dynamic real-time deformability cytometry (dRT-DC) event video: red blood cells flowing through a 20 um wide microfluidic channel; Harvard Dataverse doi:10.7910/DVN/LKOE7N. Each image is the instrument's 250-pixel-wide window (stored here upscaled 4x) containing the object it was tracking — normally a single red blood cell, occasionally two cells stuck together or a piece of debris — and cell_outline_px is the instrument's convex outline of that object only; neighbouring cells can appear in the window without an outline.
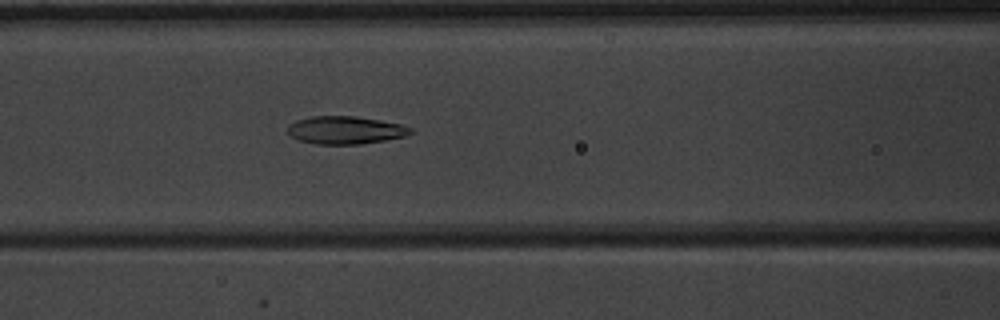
{"species": "common noctule bat (a hibernating species)", "species_latin": "Nyctalus noctula", "temperature_condition": "warm", "stored_images_in_passage": 51, "camera_frame_rate_fps": 3000, "um_per_image_px": 0.085, "animal": {"sex": "male", "body_mass_g": 20.1, "forearm_length_mm": 53.5}, "frame": {"image": 1, "passage_image": 23, "time_ms": 7.333, "image_size_px": [1000, 320], "cell_outline_px": [[416, 132], [404, 136], [384, 140], [360, 144], [316, 144], [296, 140], [288, 132], [288, 124], [296, 120], [312, 116], [356, 116], [380, 120], [400, 124], [412, 128]], "centroid_in_image_um": [29.35, 11.06], "position_along_channel_um": 137.3, "area_um2": 20.0}}
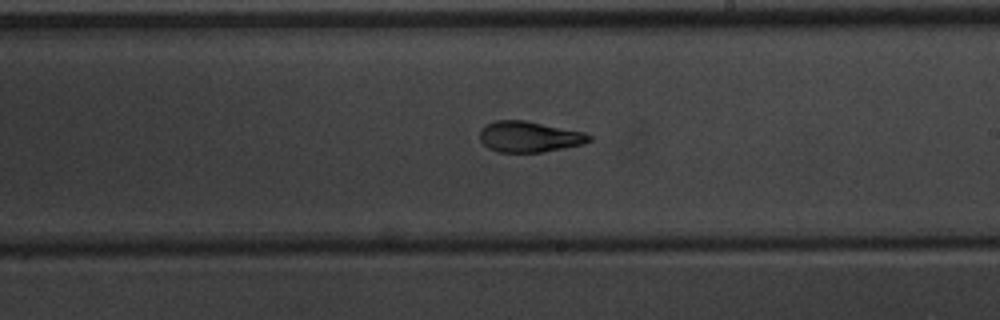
{"frame": {"image": 2, "passage_image": 31, "time_ms": 10.0, "image_size_px": [1000, 320], "cell_outline_px": [[592, 140], [584, 144], [564, 148], [540, 152], [496, 152], [488, 148], [480, 140], [480, 132], [488, 124], [496, 120], [524, 120], [584, 132], [592, 136]], "centroid_in_image_um": [45.01, 11.63], "position_along_channel_um": 244.0, "area_um2": 19.54}}
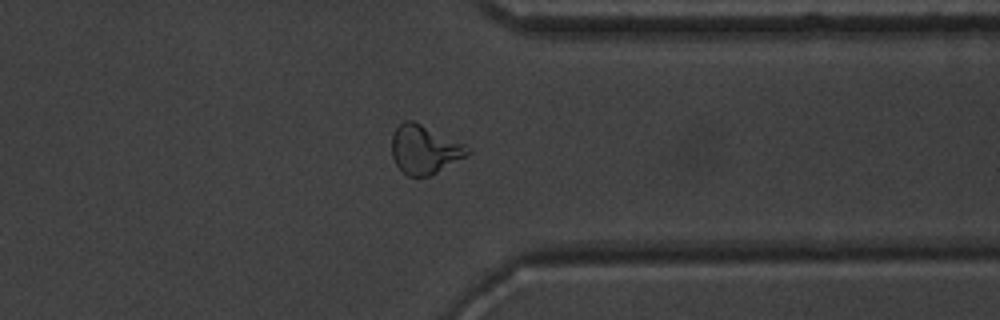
{"frame": {"image": 3, "passage_image": 41, "time_ms": 13.333, "image_size_px": [1000, 320], "cell_outline_px": [[472, 152], [436, 172], [428, 176], [408, 176], [396, 164], [392, 156], [392, 136], [396, 128], [404, 120], [412, 120], [464, 144], [472, 148]], "centroid_in_image_um": [36.07, 12.7], "position_along_channel_um": 375.3, "area_um2": 21.04}, "authors_computed_cell_mechanics": {"area_um2": 20.9814, "velocity_mm_per_s": 4.0109, "shape_relaxation_time_tau1_ms": 5.3221, "shape_relaxation_time_tau2_ms": 1.7907, "deformation_change_tau1": 0.1953, "deformation_change_tau2": 0.1067}}